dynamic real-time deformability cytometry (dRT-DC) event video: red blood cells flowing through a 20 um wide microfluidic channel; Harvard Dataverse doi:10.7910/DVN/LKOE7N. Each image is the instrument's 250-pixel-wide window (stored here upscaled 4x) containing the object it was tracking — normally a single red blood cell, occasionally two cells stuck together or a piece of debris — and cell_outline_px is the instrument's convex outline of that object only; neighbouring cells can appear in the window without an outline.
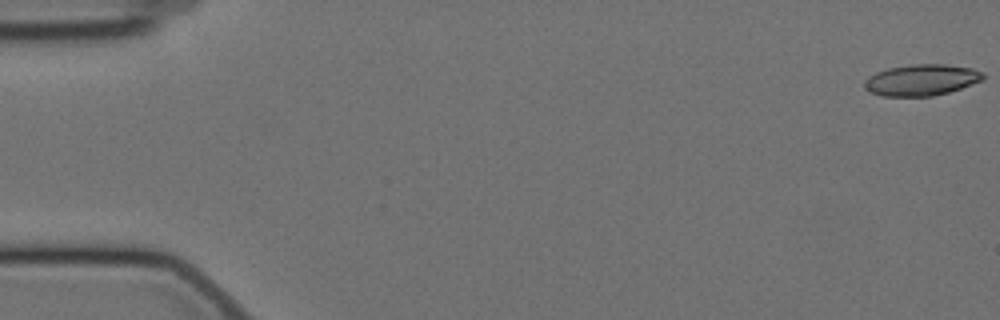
{"species": "Egyptian fruit bat (a non-hibernating species)", "species_latin": "Rousettus aegyptiacus", "temperature_condition": "cold", "stored_images_in_passage": 58, "camera_frame_rate_fps": 3000, "um_per_image_px": 0.085, "animal": {"sex": "female"}, "frame": {"image": 1, "passage_image": 1, "time_ms": 0.0, "image_size_px": [1000, 320], "cell_outline_px": [[984, 80], [948, 92], [932, 96], [880, 96], [864, 88], [864, 80], [868, 76], [876, 72], [888, 68], [908, 64], [944, 64], [972, 68], [984, 72]], "centroid_in_image_um": [78.32, 6.79], "position_along_channel_um": 6.7, "area_um2": 21.73}}
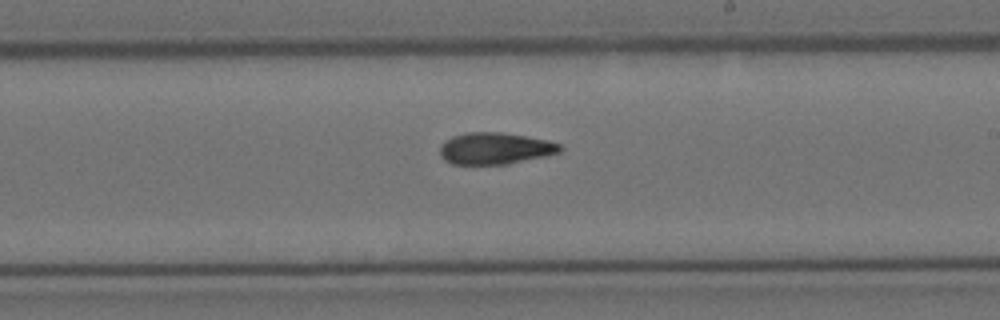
{"frame": {"image": 2, "passage_image": 34, "time_ms": 11.0, "image_size_px": [1000, 320], "cell_outline_px": [[564, 148], [560, 152], [544, 156], [508, 164], [452, 164], [444, 160], [440, 156], [440, 144], [444, 140], [452, 136], [468, 132], [500, 132], [548, 140], [560, 144]], "centroid_in_image_um": [42.05, 12.61], "position_along_channel_um": 246.9, "area_um2": 22.25}}
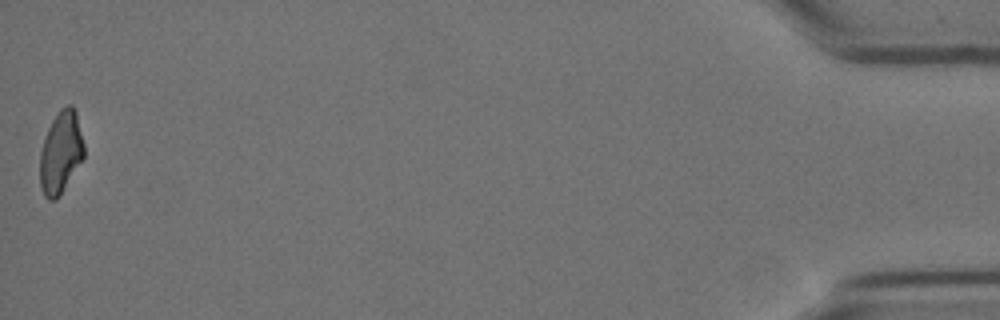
{"frame": {"image": 3, "passage_image": 58, "time_ms": 19.0, "image_size_px": [1000, 320], "cell_outline_px": [[84, 156], [60, 196], [56, 200], [48, 200], [44, 196], [40, 184], [40, 152], [48, 128], [52, 120], [60, 108], [68, 104], [72, 104], [76, 112], [84, 144]], "centroid_in_image_um": [5.16, 12.96], "position_along_channel_um": 430.0, "area_um2": 21.1}, "authors_computed_cell_mechanics": {"area_um2": 22.2241, "velocity_mm_per_s": 3.4941, "shape_relaxation_time_tau1_ms": null, "shape_relaxation_time_tau2_ms": 6.4408, "deformation_change_tau1": null, "deformation_change_tau2": 0.1425}}